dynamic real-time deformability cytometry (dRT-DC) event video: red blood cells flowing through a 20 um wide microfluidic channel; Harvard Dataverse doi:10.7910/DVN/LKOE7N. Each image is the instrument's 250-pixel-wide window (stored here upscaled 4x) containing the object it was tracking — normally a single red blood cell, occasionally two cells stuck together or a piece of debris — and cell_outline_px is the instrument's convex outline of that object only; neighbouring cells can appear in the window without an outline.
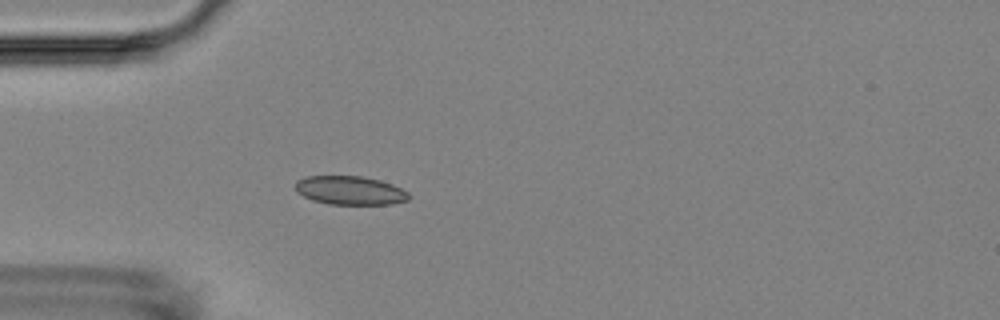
{"species": "Egyptian fruit bat (a non-hibernating species)", "species_latin": "Rousettus aegyptiacus", "temperature_condition": "room temperature", "stored_images_in_passage": 4, "camera_frame_rate_fps": 3000, "um_per_image_px": 0.085, "animal": {"sex": "female"}, "frame": {"image": 1, "passage_image": 4, "time_ms": 3.333, "image_size_px": [1000, 320], "cell_outline_px": [[408, 200], [392, 204], [328, 204], [312, 200], [296, 192], [296, 180], [304, 176], [364, 176], [380, 180], [392, 184], [408, 192]], "centroid_in_image_um": [29.73, 16.18], "position_along_channel_um": 55.3, "area_um2": 19.02}}